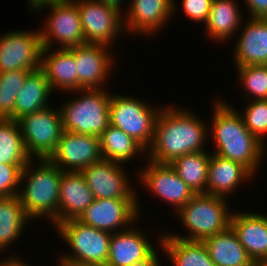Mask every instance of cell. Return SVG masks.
<instances>
[{
  "mask_svg": "<svg viewBox=\"0 0 267 266\" xmlns=\"http://www.w3.org/2000/svg\"><path fill=\"white\" fill-rule=\"evenodd\" d=\"M164 106L155 122L152 145L144 154L146 157L149 156L146 160L170 164L185 154L204 151L209 133L205 121L198 118L195 112L185 108Z\"/></svg>",
  "mask_w": 267,
  "mask_h": 266,
  "instance_id": "1",
  "label": "cell"
},
{
  "mask_svg": "<svg viewBox=\"0 0 267 266\" xmlns=\"http://www.w3.org/2000/svg\"><path fill=\"white\" fill-rule=\"evenodd\" d=\"M218 99L213 104L210 133L213 136L214 152L242 164L253 175L260 168L265 146L245 126L241 113L235 107Z\"/></svg>",
  "mask_w": 267,
  "mask_h": 266,
  "instance_id": "2",
  "label": "cell"
},
{
  "mask_svg": "<svg viewBox=\"0 0 267 266\" xmlns=\"http://www.w3.org/2000/svg\"><path fill=\"white\" fill-rule=\"evenodd\" d=\"M34 160L22 170L20 185L24 186H20L18 197L30 219L48 218L52 223L58 217L62 170L49 159L35 160V167Z\"/></svg>",
  "mask_w": 267,
  "mask_h": 266,
  "instance_id": "3",
  "label": "cell"
},
{
  "mask_svg": "<svg viewBox=\"0 0 267 266\" xmlns=\"http://www.w3.org/2000/svg\"><path fill=\"white\" fill-rule=\"evenodd\" d=\"M79 96L69 98L60 106L63 131L100 137L110 125L111 92L105 88L74 91ZM81 95V96H80Z\"/></svg>",
  "mask_w": 267,
  "mask_h": 266,
  "instance_id": "4",
  "label": "cell"
},
{
  "mask_svg": "<svg viewBox=\"0 0 267 266\" xmlns=\"http://www.w3.org/2000/svg\"><path fill=\"white\" fill-rule=\"evenodd\" d=\"M227 199L206 193H198L177 212L176 216L186 226L188 235L177 237L189 241H203L217 233L225 231L230 226L232 210L228 207Z\"/></svg>",
  "mask_w": 267,
  "mask_h": 266,
  "instance_id": "5",
  "label": "cell"
},
{
  "mask_svg": "<svg viewBox=\"0 0 267 266\" xmlns=\"http://www.w3.org/2000/svg\"><path fill=\"white\" fill-rule=\"evenodd\" d=\"M146 103L133 96L111 94L109 116L110 125L130 135L147 151L152 145L155 122L162 107L157 109Z\"/></svg>",
  "mask_w": 267,
  "mask_h": 266,
  "instance_id": "6",
  "label": "cell"
},
{
  "mask_svg": "<svg viewBox=\"0 0 267 266\" xmlns=\"http://www.w3.org/2000/svg\"><path fill=\"white\" fill-rule=\"evenodd\" d=\"M44 9L50 12L46 15L48 18L45 19V24L40 28L43 48H52L54 40L58 45L60 44L59 49L85 44L80 14L74 0L46 1L38 4L33 12L40 13Z\"/></svg>",
  "mask_w": 267,
  "mask_h": 266,
  "instance_id": "7",
  "label": "cell"
},
{
  "mask_svg": "<svg viewBox=\"0 0 267 266\" xmlns=\"http://www.w3.org/2000/svg\"><path fill=\"white\" fill-rule=\"evenodd\" d=\"M54 228L70 248V252L61 254L60 258L79 263L107 264L112 233L85 225L78 219L61 222Z\"/></svg>",
  "mask_w": 267,
  "mask_h": 266,
  "instance_id": "8",
  "label": "cell"
},
{
  "mask_svg": "<svg viewBox=\"0 0 267 266\" xmlns=\"http://www.w3.org/2000/svg\"><path fill=\"white\" fill-rule=\"evenodd\" d=\"M55 109L49 106L16 120L31 159H49L57 148L63 129L61 111Z\"/></svg>",
  "mask_w": 267,
  "mask_h": 266,
  "instance_id": "9",
  "label": "cell"
},
{
  "mask_svg": "<svg viewBox=\"0 0 267 266\" xmlns=\"http://www.w3.org/2000/svg\"><path fill=\"white\" fill-rule=\"evenodd\" d=\"M74 1L79 10L86 44H103L111 47L121 34L126 35L123 32L124 14L119 8L97 0Z\"/></svg>",
  "mask_w": 267,
  "mask_h": 266,
  "instance_id": "10",
  "label": "cell"
},
{
  "mask_svg": "<svg viewBox=\"0 0 267 266\" xmlns=\"http://www.w3.org/2000/svg\"><path fill=\"white\" fill-rule=\"evenodd\" d=\"M137 197V199H94L78 220L85 225L110 233L126 230L128 226L141 219L139 195Z\"/></svg>",
  "mask_w": 267,
  "mask_h": 266,
  "instance_id": "11",
  "label": "cell"
},
{
  "mask_svg": "<svg viewBox=\"0 0 267 266\" xmlns=\"http://www.w3.org/2000/svg\"><path fill=\"white\" fill-rule=\"evenodd\" d=\"M42 42L37 31L15 30L0 36V73L40 69Z\"/></svg>",
  "mask_w": 267,
  "mask_h": 266,
  "instance_id": "12",
  "label": "cell"
},
{
  "mask_svg": "<svg viewBox=\"0 0 267 266\" xmlns=\"http://www.w3.org/2000/svg\"><path fill=\"white\" fill-rule=\"evenodd\" d=\"M137 227L111 234L107 266H161L156 248ZM145 234V235H144Z\"/></svg>",
  "mask_w": 267,
  "mask_h": 266,
  "instance_id": "13",
  "label": "cell"
},
{
  "mask_svg": "<svg viewBox=\"0 0 267 266\" xmlns=\"http://www.w3.org/2000/svg\"><path fill=\"white\" fill-rule=\"evenodd\" d=\"M122 165L123 163L102 159L81 171L95 199H137V192L131 185L125 164Z\"/></svg>",
  "mask_w": 267,
  "mask_h": 266,
  "instance_id": "14",
  "label": "cell"
},
{
  "mask_svg": "<svg viewBox=\"0 0 267 266\" xmlns=\"http://www.w3.org/2000/svg\"><path fill=\"white\" fill-rule=\"evenodd\" d=\"M145 167H141L137 177L145 188L155 194V197L174 206L176 212L187 204L195 195L190 187L179 177L170 164H159L147 161Z\"/></svg>",
  "mask_w": 267,
  "mask_h": 266,
  "instance_id": "15",
  "label": "cell"
},
{
  "mask_svg": "<svg viewBox=\"0 0 267 266\" xmlns=\"http://www.w3.org/2000/svg\"><path fill=\"white\" fill-rule=\"evenodd\" d=\"M99 137L63 131L49 160L62 171L81 172L102 160Z\"/></svg>",
  "mask_w": 267,
  "mask_h": 266,
  "instance_id": "16",
  "label": "cell"
},
{
  "mask_svg": "<svg viewBox=\"0 0 267 266\" xmlns=\"http://www.w3.org/2000/svg\"><path fill=\"white\" fill-rule=\"evenodd\" d=\"M110 47L103 44H83L69 50L74 54L78 90L105 88L115 65Z\"/></svg>",
  "mask_w": 267,
  "mask_h": 266,
  "instance_id": "17",
  "label": "cell"
},
{
  "mask_svg": "<svg viewBox=\"0 0 267 266\" xmlns=\"http://www.w3.org/2000/svg\"><path fill=\"white\" fill-rule=\"evenodd\" d=\"M175 0H131L126 5L123 17L125 31L148 37L159 33L172 18L176 9ZM159 30V32H158ZM147 35V36H146Z\"/></svg>",
  "mask_w": 267,
  "mask_h": 266,
  "instance_id": "18",
  "label": "cell"
},
{
  "mask_svg": "<svg viewBox=\"0 0 267 266\" xmlns=\"http://www.w3.org/2000/svg\"><path fill=\"white\" fill-rule=\"evenodd\" d=\"M230 227L257 266L267 263V215L232 212Z\"/></svg>",
  "mask_w": 267,
  "mask_h": 266,
  "instance_id": "19",
  "label": "cell"
},
{
  "mask_svg": "<svg viewBox=\"0 0 267 266\" xmlns=\"http://www.w3.org/2000/svg\"><path fill=\"white\" fill-rule=\"evenodd\" d=\"M94 199L81 172L62 171L58 217L52 224L55 227L67 220L79 219Z\"/></svg>",
  "mask_w": 267,
  "mask_h": 266,
  "instance_id": "20",
  "label": "cell"
},
{
  "mask_svg": "<svg viewBox=\"0 0 267 266\" xmlns=\"http://www.w3.org/2000/svg\"><path fill=\"white\" fill-rule=\"evenodd\" d=\"M234 46L236 67L267 65V18H248Z\"/></svg>",
  "mask_w": 267,
  "mask_h": 266,
  "instance_id": "21",
  "label": "cell"
},
{
  "mask_svg": "<svg viewBox=\"0 0 267 266\" xmlns=\"http://www.w3.org/2000/svg\"><path fill=\"white\" fill-rule=\"evenodd\" d=\"M40 70L48 79L53 92L56 89L72 94L78 91L75 58L69 49L56 48L52 52L51 48H42Z\"/></svg>",
  "mask_w": 267,
  "mask_h": 266,
  "instance_id": "22",
  "label": "cell"
},
{
  "mask_svg": "<svg viewBox=\"0 0 267 266\" xmlns=\"http://www.w3.org/2000/svg\"><path fill=\"white\" fill-rule=\"evenodd\" d=\"M253 176L242 164L212 153L208 165L206 194L228 198L243 181L247 182Z\"/></svg>",
  "mask_w": 267,
  "mask_h": 266,
  "instance_id": "23",
  "label": "cell"
},
{
  "mask_svg": "<svg viewBox=\"0 0 267 266\" xmlns=\"http://www.w3.org/2000/svg\"><path fill=\"white\" fill-rule=\"evenodd\" d=\"M203 243L216 266H257L230 226L206 238Z\"/></svg>",
  "mask_w": 267,
  "mask_h": 266,
  "instance_id": "24",
  "label": "cell"
},
{
  "mask_svg": "<svg viewBox=\"0 0 267 266\" xmlns=\"http://www.w3.org/2000/svg\"><path fill=\"white\" fill-rule=\"evenodd\" d=\"M235 0H212L206 33L212 40L221 42L232 39L242 26V14Z\"/></svg>",
  "mask_w": 267,
  "mask_h": 266,
  "instance_id": "25",
  "label": "cell"
},
{
  "mask_svg": "<svg viewBox=\"0 0 267 266\" xmlns=\"http://www.w3.org/2000/svg\"><path fill=\"white\" fill-rule=\"evenodd\" d=\"M160 247L173 266H216L203 241H189L172 237L169 232L161 235Z\"/></svg>",
  "mask_w": 267,
  "mask_h": 266,
  "instance_id": "26",
  "label": "cell"
},
{
  "mask_svg": "<svg viewBox=\"0 0 267 266\" xmlns=\"http://www.w3.org/2000/svg\"><path fill=\"white\" fill-rule=\"evenodd\" d=\"M52 93L54 92L51 90L44 73L40 69L31 72L18 91L14 120L19 119L25 114L37 112L51 106L48 104V100L50 101Z\"/></svg>",
  "mask_w": 267,
  "mask_h": 266,
  "instance_id": "27",
  "label": "cell"
},
{
  "mask_svg": "<svg viewBox=\"0 0 267 266\" xmlns=\"http://www.w3.org/2000/svg\"><path fill=\"white\" fill-rule=\"evenodd\" d=\"M30 221L18 195L0 197V251L9 249Z\"/></svg>",
  "mask_w": 267,
  "mask_h": 266,
  "instance_id": "28",
  "label": "cell"
},
{
  "mask_svg": "<svg viewBox=\"0 0 267 266\" xmlns=\"http://www.w3.org/2000/svg\"><path fill=\"white\" fill-rule=\"evenodd\" d=\"M102 158L126 164L147 151L130 135L109 125L99 137Z\"/></svg>",
  "mask_w": 267,
  "mask_h": 266,
  "instance_id": "29",
  "label": "cell"
},
{
  "mask_svg": "<svg viewBox=\"0 0 267 266\" xmlns=\"http://www.w3.org/2000/svg\"><path fill=\"white\" fill-rule=\"evenodd\" d=\"M210 154L205 150L188 153L170 163V166L195 194L206 193Z\"/></svg>",
  "mask_w": 267,
  "mask_h": 266,
  "instance_id": "30",
  "label": "cell"
},
{
  "mask_svg": "<svg viewBox=\"0 0 267 266\" xmlns=\"http://www.w3.org/2000/svg\"><path fill=\"white\" fill-rule=\"evenodd\" d=\"M30 160L18 122L0 119V163L28 164Z\"/></svg>",
  "mask_w": 267,
  "mask_h": 266,
  "instance_id": "31",
  "label": "cell"
},
{
  "mask_svg": "<svg viewBox=\"0 0 267 266\" xmlns=\"http://www.w3.org/2000/svg\"><path fill=\"white\" fill-rule=\"evenodd\" d=\"M32 71L14 70L0 73V119L14 120L18 91Z\"/></svg>",
  "mask_w": 267,
  "mask_h": 266,
  "instance_id": "32",
  "label": "cell"
},
{
  "mask_svg": "<svg viewBox=\"0 0 267 266\" xmlns=\"http://www.w3.org/2000/svg\"><path fill=\"white\" fill-rule=\"evenodd\" d=\"M239 81L246 90L245 99L249 96L252 100L267 99V65H248L236 67ZM249 95V96H248Z\"/></svg>",
  "mask_w": 267,
  "mask_h": 266,
  "instance_id": "33",
  "label": "cell"
},
{
  "mask_svg": "<svg viewBox=\"0 0 267 266\" xmlns=\"http://www.w3.org/2000/svg\"><path fill=\"white\" fill-rule=\"evenodd\" d=\"M243 111L242 113L244 114L241 113V116L245 126L265 145V137L267 136V99L250 100Z\"/></svg>",
  "mask_w": 267,
  "mask_h": 266,
  "instance_id": "34",
  "label": "cell"
},
{
  "mask_svg": "<svg viewBox=\"0 0 267 266\" xmlns=\"http://www.w3.org/2000/svg\"><path fill=\"white\" fill-rule=\"evenodd\" d=\"M26 165L0 163V197L18 195L22 170Z\"/></svg>",
  "mask_w": 267,
  "mask_h": 266,
  "instance_id": "35",
  "label": "cell"
},
{
  "mask_svg": "<svg viewBox=\"0 0 267 266\" xmlns=\"http://www.w3.org/2000/svg\"><path fill=\"white\" fill-rule=\"evenodd\" d=\"M212 0H182L184 14L195 23L205 24L209 17Z\"/></svg>",
  "mask_w": 267,
  "mask_h": 266,
  "instance_id": "36",
  "label": "cell"
},
{
  "mask_svg": "<svg viewBox=\"0 0 267 266\" xmlns=\"http://www.w3.org/2000/svg\"><path fill=\"white\" fill-rule=\"evenodd\" d=\"M249 18H267V0H244Z\"/></svg>",
  "mask_w": 267,
  "mask_h": 266,
  "instance_id": "37",
  "label": "cell"
},
{
  "mask_svg": "<svg viewBox=\"0 0 267 266\" xmlns=\"http://www.w3.org/2000/svg\"><path fill=\"white\" fill-rule=\"evenodd\" d=\"M20 256L11 255L5 260H0V266H30ZM2 261V262H1Z\"/></svg>",
  "mask_w": 267,
  "mask_h": 266,
  "instance_id": "38",
  "label": "cell"
},
{
  "mask_svg": "<svg viewBox=\"0 0 267 266\" xmlns=\"http://www.w3.org/2000/svg\"><path fill=\"white\" fill-rule=\"evenodd\" d=\"M59 266H107L106 264H99V263H79L74 262L67 259H62L59 257L58 259Z\"/></svg>",
  "mask_w": 267,
  "mask_h": 266,
  "instance_id": "39",
  "label": "cell"
},
{
  "mask_svg": "<svg viewBox=\"0 0 267 266\" xmlns=\"http://www.w3.org/2000/svg\"><path fill=\"white\" fill-rule=\"evenodd\" d=\"M97 1H101L105 4H110L112 6H115V7L119 8L120 10L121 9L124 10V8H121V6H123L122 4H125V3H123L125 0H97ZM128 2H129V0H127V2H126L127 5H128Z\"/></svg>",
  "mask_w": 267,
  "mask_h": 266,
  "instance_id": "40",
  "label": "cell"
}]
</instances>
